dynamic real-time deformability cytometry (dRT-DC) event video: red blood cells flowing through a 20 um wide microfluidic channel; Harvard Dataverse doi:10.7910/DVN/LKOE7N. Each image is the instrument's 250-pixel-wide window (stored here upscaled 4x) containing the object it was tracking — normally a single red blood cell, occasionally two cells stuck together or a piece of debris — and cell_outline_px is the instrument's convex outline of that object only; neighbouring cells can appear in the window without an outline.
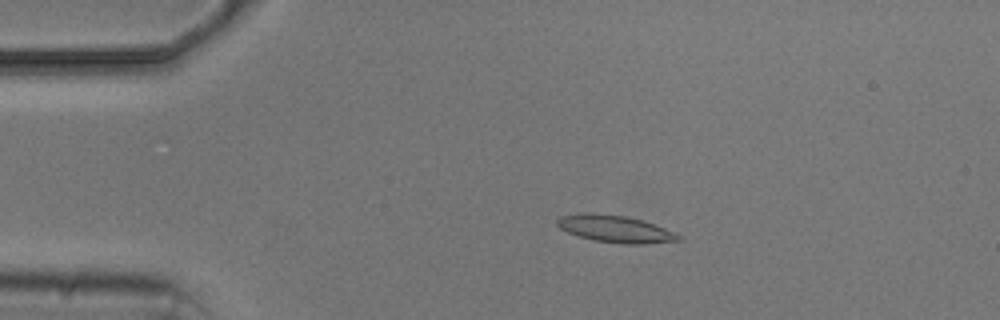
{"species": "common noctule bat (a hibernating species)", "species_latin": "Nyctalus noctula", "temperature_condition": "cold", "stored_images_in_passage": 6, "segment_of_instrument_passage": [1, 2], "camera_frame_rate_fps": 3000, "um_per_image_px": 0.085, "animal": {"sex": "male", "body_mass_g": 20.5, "forearm_length_mm": 52.5}, "frame": {"image": 1, "passage_image": 4, "time_ms": 3.333, "image_size_px": [1000, 320], "cell_outline_px": [[684, 240], [644, 244], [620, 244], [596, 240], [580, 236], [568, 232], [560, 228], [556, 224], [556, 220], [560, 216], [584, 212], [592, 212], [624, 216], [640, 220], [664, 228], [680, 236]], "centroid_in_image_um": [52.26, 19.45], "position_along_channel_um": 32.7, "area_um2": 18.96}}